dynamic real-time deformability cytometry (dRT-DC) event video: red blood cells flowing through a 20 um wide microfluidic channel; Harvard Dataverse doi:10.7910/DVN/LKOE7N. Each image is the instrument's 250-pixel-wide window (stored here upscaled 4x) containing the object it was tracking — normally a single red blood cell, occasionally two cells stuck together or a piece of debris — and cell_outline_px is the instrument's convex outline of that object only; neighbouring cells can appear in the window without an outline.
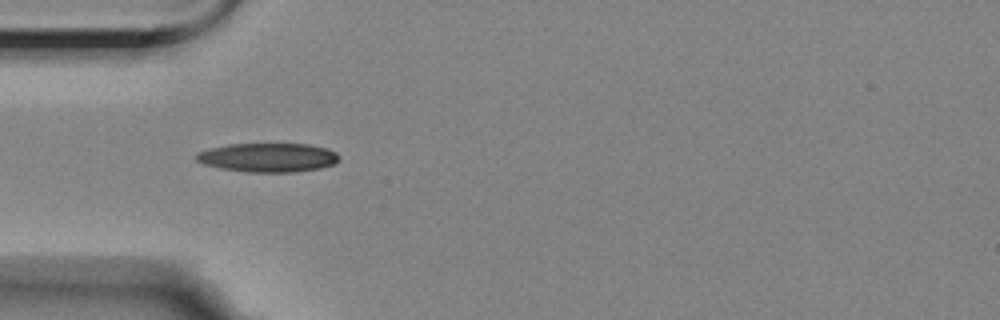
{"species": "Egyptian fruit bat (a non-hibernating species)", "species_latin": "Rousettus aegyptiacus", "temperature_condition": "room temperature", "stored_images_in_passage": 5, "camera_frame_rate_fps": 3000, "um_per_image_px": 0.085, "animal": {"sex": "female"}, "frame": {"image": 1, "passage_image": 4, "time_ms": 4.667, "image_size_px": [1000, 320], "cell_outline_px": [[340, 160], [332, 164], [320, 168], [296, 172], [248, 172], [220, 168], [204, 164], [196, 160], [196, 152], [228, 144], [308, 144], [328, 148], [336, 152], [340, 156]], "centroid_in_image_um": [22.81, 13.39], "position_along_channel_um": 62.2, "area_um2": 24.16}}
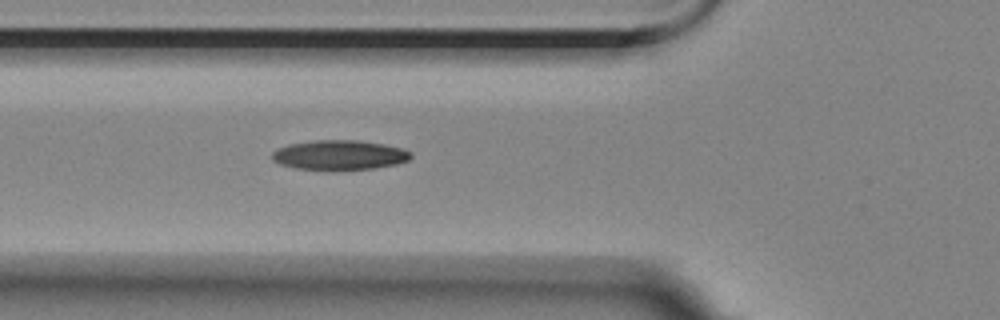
{"frame": {"image": 2, "passage_image": 5, "time_ms": 5.667, "image_size_px": [1000, 320], "cell_outline_px": [[412, 156], [408, 160], [396, 164], [372, 168], [296, 168], [280, 164], [272, 160], [272, 152], [288, 144], [312, 140], [356, 140], [384, 144], [400, 148], [412, 152]], "centroid_in_image_um": [28.85, 13.14], "position_along_channel_um": 97.0, "area_um2": 23.35}}